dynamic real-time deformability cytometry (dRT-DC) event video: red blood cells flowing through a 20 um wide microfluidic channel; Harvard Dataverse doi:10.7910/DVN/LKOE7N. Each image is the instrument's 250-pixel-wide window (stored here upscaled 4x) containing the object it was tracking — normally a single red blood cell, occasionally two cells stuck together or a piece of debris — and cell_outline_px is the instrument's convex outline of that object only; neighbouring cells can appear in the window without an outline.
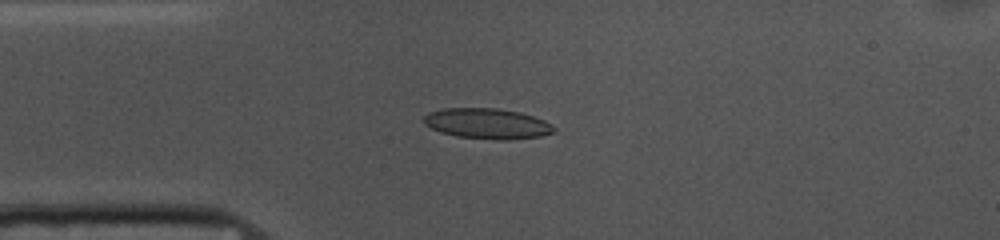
{"species": "common noctule bat (a hibernating species)", "species_latin": "Nyctalus noctula", "temperature_condition": "cold", "stored_images_in_passage": 42, "camera_frame_rate_fps": 3000, "um_per_image_px": 0.085, "animal": {"sex": "female", "body_mass_g": 10.0, "forearm_length_mm": 53.1}, "frame": {"image": 1, "passage_image": 1, "time_ms": 0.0, "image_size_px": [1000, 240], "cell_outline_px": [[556, 132], [540, 136], [508, 140], [496, 140], [456, 136], [440, 132], [424, 124], [424, 116], [428, 112], [440, 108], [496, 108], [520, 112], [544, 120], [552, 124], [556, 128]], "centroid_in_image_um": [41.42, 10.5], "position_along_channel_um": 43.6, "area_um2": 23.29}}
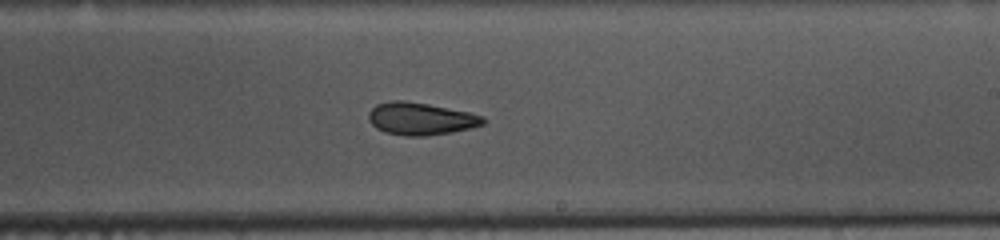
{"frame": {"image": 2, "passage_image": 19, "time_ms": 6.0, "image_size_px": [1000, 240], "cell_outline_px": [[484, 124], [452, 132], [424, 136], [404, 136], [384, 132], [376, 128], [368, 120], [368, 112], [376, 104], [388, 100], [404, 100], [428, 104], [468, 112], [484, 116]], "centroid_in_image_um": [35.7, 10.09], "position_along_channel_um": 253.3, "area_um2": 21.68}}
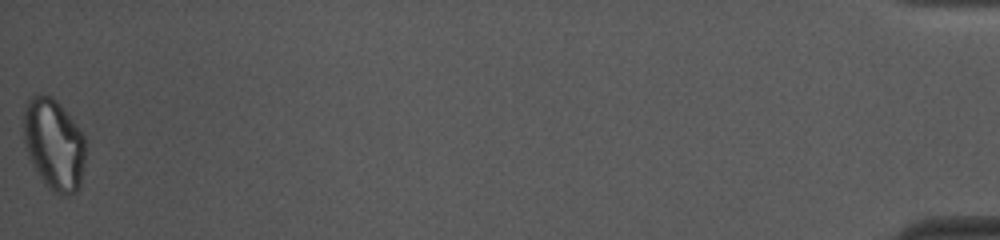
{"frame": {"image": 3, "passage_image": 42, "time_ms": 13.667, "image_size_px": [1000, 240], "cell_outline_px": [[84, 164], [80, 188], [76, 192], [68, 196], [64, 196], [48, 188], [44, 184], [32, 164], [28, 156], [24, 140], [24, 112], [28, 100], [32, 96], [52, 96], [60, 104], [80, 128], [84, 136]], "centroid_in_image_um": [4.6, 12.3], "position_along_channel_um": 430.6, "area_um2": 32.89}, "authors_computed_cell_mechanics": {"area_um2": 22.1663, "velocity_mm_per_s": 3.6779, "shape_relaxation_time_tau1_ms": 4.9242, "shape_relaxation_time_tau2_ms": 3.2968, "deformation_change_tau1": 0.1138, "deformation_change_tau2": 0.0893}}